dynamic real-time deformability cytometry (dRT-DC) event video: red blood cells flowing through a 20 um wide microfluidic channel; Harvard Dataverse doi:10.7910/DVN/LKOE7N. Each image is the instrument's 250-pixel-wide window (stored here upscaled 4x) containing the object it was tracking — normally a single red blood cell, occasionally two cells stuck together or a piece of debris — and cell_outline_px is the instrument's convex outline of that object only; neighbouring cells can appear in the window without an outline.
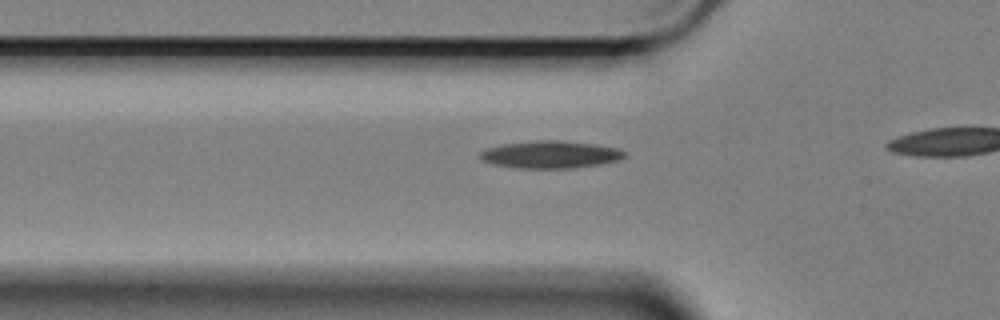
{"species": "Egyptian fruit bat (a non-hibernating species)", "species_latin": "Rousettus aegyptiacus", "temperature_condition": "cold", "stored_images_in_passage": 21, "camera_frame_rate_fps": 3000, "um_per_image_px": 0.085, "animal": {"sex": "female"}, "frame": {"image": 1, "passage_image": 15, "time_ms": 4.667, "image_size_px": [1000, 320], "cell_outline_px": [[624, 156], [620, 160], [600, 164], [572, 168], [516, 168], [492, 164], [480, 160], [480, 152], [488, 148], [504, 144], [536, 140], [560, 140], [592, 144], [616, 148], [624, 152]], "centroid_in_image_um": [46.75, 13.14], "position_along_channel_um": 79.1, "area_um2": 22.89}}
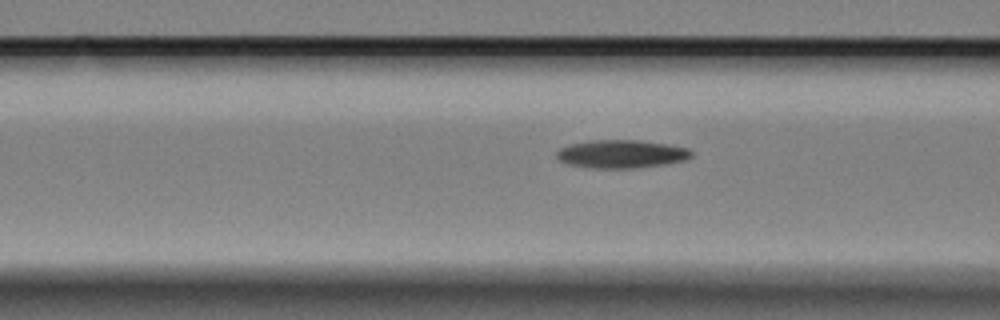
{"frame": {"image": 2, "passage_image": 18, "time_ms": 5.667, "image_size_px": [1000, 320], "cell_outline_px": [[692, 156], [684, 160], [664, 164], [636, 168], [592, 168], [568, 164], [560, 160], [556, 156], [556, 152], [560, 148], [572, 144], [592, 140], [640, 140], [688, 148], [692, 152]], "centroid_in_image_um": [52.81, 13.09], "position_along_channel_um": 113.8, "area_um2": 21.91}}